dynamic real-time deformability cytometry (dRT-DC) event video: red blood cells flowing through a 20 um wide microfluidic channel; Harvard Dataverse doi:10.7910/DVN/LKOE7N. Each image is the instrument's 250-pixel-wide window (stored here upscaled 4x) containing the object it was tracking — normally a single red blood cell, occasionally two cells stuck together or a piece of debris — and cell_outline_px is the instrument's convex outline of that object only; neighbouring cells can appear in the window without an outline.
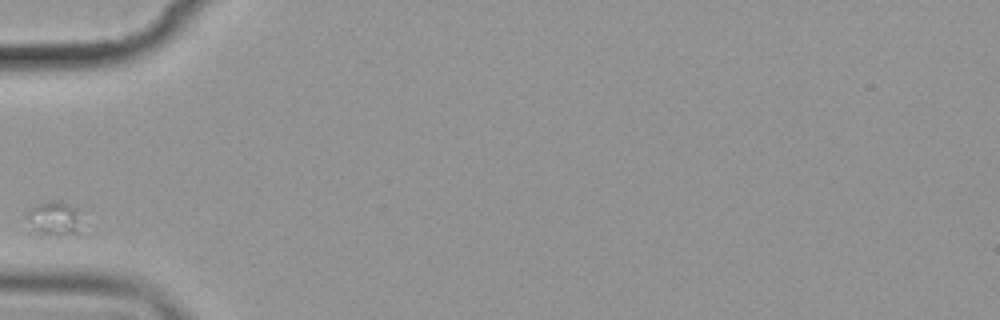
{"species": "common noctule bat (a hibernating species)", "species_latin": "Nyctalus noctula", "temperature_condition": "cold", "stored_images_in_passage": 1, "camera_frame_rate_fps": 3000, "um_per_image_px": 0.085, "animal": {"sex": "female", "body_mass_g": 19.9}, "frame": {"image": 1, "passage_image": 1, "time_ms": 0.0, "image_size_px": [1000, 320], "cell_outline_px": [[84, 228], [76, 232], [40, 232], [24, 216], [28, 208], [36, 204], [52, 200], [56, 200], [80, 208], [84, 224]], "centroid_in_image_um": [4.71, 18.46], "position_along_channel_um": 80.3, "area_um2": 10.75}}